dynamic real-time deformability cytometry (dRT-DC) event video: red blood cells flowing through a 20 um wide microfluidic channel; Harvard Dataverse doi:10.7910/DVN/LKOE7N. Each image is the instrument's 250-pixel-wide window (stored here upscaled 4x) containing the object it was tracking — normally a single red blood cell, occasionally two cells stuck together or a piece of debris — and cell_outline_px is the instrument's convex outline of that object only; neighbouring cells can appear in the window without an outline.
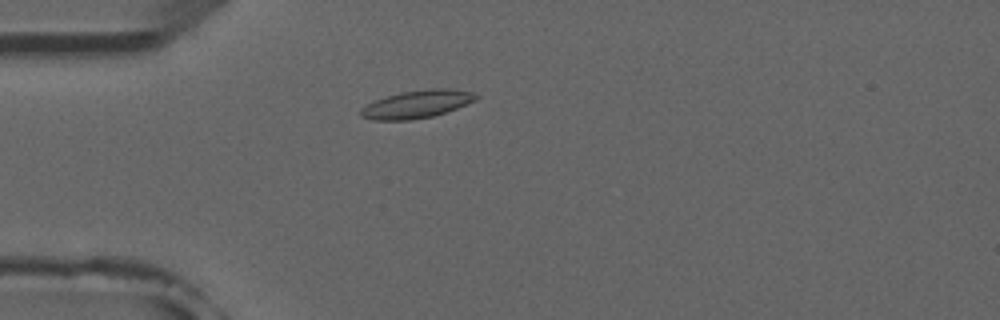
{"species": "common noctule bat (a hibernating species)", "species_latin": "Nyctalus noctula", "temperature_condition": "room temperature", "stored_images_in_passage": 3, "camera_frame_rate_fps": 3000, "um_per_image_px": 0.085, "animal": {"sex": "male", "forearm_length_mm": 52.5}, "frame": {"image": 1, "passage_image": 3, "time_ms": 2.333, "image_size_px": [1000, 320], "cell_outline_px": [[480, 96], [476, 100], [456, 108], [432, 116], [408, 120], [372, 120], [360, 116], [360, 108], [376, 100], [400, 92], [428, 88], [448, 88], [472, 92]], "centroid_in_image_um": [35.43, 8.84], "position_along_channel_um": 49.6, "area_um2": 18.55}}